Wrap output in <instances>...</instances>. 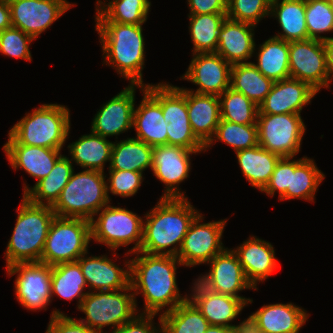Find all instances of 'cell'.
<instances>
[{"label": "cell", "instance_id": "9c48e42d", "mask_svg": "<svg viewBox=\"0 0 333 333\" xmlns=\"http://www.w3.org/2000/svg\"><path fill=\"white\" fill-rule=\"evenodd\" d=\"M90 242V221L55 216L49 227L40 263L54 266L76 262L88 252Z\"/></svg>", "mask_w": 333, "mask_h": 333}, {"label": "cell", "instance_id": "e575fe53", "mask_svg": "<svg viewBox=\"0 0 333 333\" xmlns=\"http://www.w3.org/2000/svg\"><path fill=\"white\" fill-rule=\"evenodd\" d=\"M85 277L79 263L68 262L52 266L51 298L58 296L66 301L77 299V310L89 292Z\"/></svg>", "mask_w": 333, "mask_h": 333}, {"label": "cell", "instance_id": "7c38bea8", "mask_svg": "<svg viewBox=\"0 0 333 333\" xmlns=\"http://www.w3.org/2000/svg\"><path fill=\"white\" fill-rule=\"evenodd\" d=\"M8 277L17 274L14 283L16 301L26 310H47L52 303V266L37 263H17L5 268Z\"/></svg>", "mask_w": 333, "mask_h": 333}, {"label": "cell", "instance_id": "8992f818", "mask_svg": "<svg viewBox=\"0 0 333 333\" xmlns=\"http://www.w3.org/2000/svg\"><path fill=\"white\" fill-rule=\"evenodd\" d=\"M110 203L105 172L83 169L72 172L52 209L56 216L88 221Z\"/></svg>", "mask_w": 333, "mask_h": 333}, {"label": "cell", "instance_id": "f35d334b", "mask_svg": "<svg viewBox=\"0 0 333 333\" xmlns=\"http://www.w3.org/2000/svg\"><path fill=\"white\" fill-rule=\"evenodd\" d=\"M145 89L161 104L166 123L189 121L186 105V88L169 82L149 83Z\"/></svg>", "mask_w": 333, "mask_h": 333}, {"label": "cell", "instance_id": "7bdbcfd3", "mask_svg": "<svg viewBox=\"0 0 333 333\" xmlns=\"http://www.w3.org/2000/svg\"><path fill=\"white\" fill-rule=\"evenodd\" d=\"M305 21L310 39L325 41L333 38V6L330 0H305ZM324 34V35H322Z\"/></svg>", "mask_w": 333, "mask_h": 333}, {"label": "cell", "instance_id": "277c9868", "mask_svg": "<svg viewBox=\"0 0 333 333\" xmlns=\"http://www.w3.org/2000/svg\"><path fill=\"white\" fill-rule=\"evenodd\" d=\"M16 212V223L4 252L5 268L41 261L49 227L56 216L52 206L33 204L23 195Z\"/></svg>", "mask_w": 333, "mask_h": 333}, {"label": "cell", "instance_id": "ac0fdd59", "mask_svg": "<svg viewBox=\"0 0 333 333\" xmlns=\"http://www.w3.org/2000/svg\"><path fill=\"white\" fill-rule=\"evenodd\" d=\"M129 258L125 259L121 267L107 254L100 256H89V252L83 254L77 262L82 269L88 291H115L127 288L130 285Z\"/></svg>", "mask_w": 333, "mask_h": 333}, {"label": "cell", "instance_id": "f6af8a7d", "mask_svg": "<svg viewBox=\"0 0 333 333\" xmlns=\"http://www.w3.org/2000/svg\"><path fill=\"white\" fill-rule=\"evenodd\" d=\"M33 40L30 35L11 26L0 32V53L5 57L32 62L30 46Z\"/></svg>", "mask_w": 333, "mask_h": 333}, {"label": "cell", "instance_id": "2e32d148", "mask_svg": "<svg viewBox=\"0 0 333 333\" xmlns=\"http://www.w3.org/2000/svg\"><path fill=\"white\" fill-rule=\"evenodd\" d=\"M144 91L145 86L127 85L118 94L100 106L91 122L90 131L104 138L128 133L133 125L136 89Z\"/></svg>", "mask_w": 333, "mask_h": 333}, {"label": "cell", "instance_id": "5bb4252c", "mask_svg": "<svg viewBox=\"0 0 333 333\" xmlns=\"http://www.w3.org/2000/svg\"><path fill=\"white\" fill-rule=\"evenodd\" d=\"M204 152L173 145L153 147L151 171L165 185L161 198H188L179 185L189 178L192 170L191 156Z\"/></svg>", "mask_w": 333, "mask_h": 333}, {"label": "cell", "instance_id": "7402d4cb", "mask_svg": "<svg viewBox=\"0 0 333 333\" xmlns=\"http://www.w3.org/2000/svg\"><path fill=\"white\" fill-rule=\"evenodd\" d=\"M2 149L13 170L22 169L36 179V183L46 177L56 161L63 155L62 149L26 146L19 144L9 133Z\"/></svg>", "mask_w": 333, "mask_h": 333}, {"label": "cell", "instance_id": "83f0119b", "mask_svg": "<svg viewBox=\"0 0 333 333\" xmlns=\"http://www.w3.org/2000/svg\"><path fill=\"white\" fill-rule=\"evenodd\" d=\"M294 158L296 157H291L290 187L278 199L280 202L302 199L308 203H314L316 192L326 177L325 173L317 167L315 160L310 157Z\"/></svg>", "mask_w": 333, "mask_h": 333}, {"label": "cell", "instance_id": "7a4b0ae2", "mask_svg": "<svg viewBox=\"0 0 333 333\" xmlns=\"http://www.w3.org/2000/svg\"><path fill=\"white\" fill-rule=\"evenodd\" d=\"M200 213L189 198H159L143 218L141 252L177 256L184 236Z\"/></svg>", "mask_w": 333, "mask_h": 333}, {"label": "cell", "instance_id": "d6986e66", "mask_svg": "<svg viewBox=\"0 0 333 333\" xmlns=\"http://www.w3.org/2000/svg\"><path fill=\"white\" fill-rule=\"evenodd\" d=\"M307 312L292 302L264 304L246 322L258 333H299L310 316Z\"/></svg>", "mask_w": 333, "mask_h": 333}, {"label": "cell", "instance_id": "f907efd6", "mask_svg": "<svg viewBox=\"0 0 333 333\" xmlns=\"http://www.w3.org/2000/svg\"><path fill=\"white\" fill-rule=\"evenodd\" d=\"M155 316H159L158 323L154 321ZM106 333H162L161 316L138 313L132 320Z\"/></svg>", "mask_w": 333, "mask_h": 333}, {"label": "cell", "instance_id": "8fae6325", "mask_svg": "<svg viewBox=\"0 0 333 333\" xmlns=\"http://www.w3.org/2000/svg\"><path fill=\"white\" fill-rule=\"evenodd\" d=\"M205 216L200 212L191 222L177 254L184 267L207 264L226 247L223 233L228 219L212 220L204 223Z\"/></svg>", "mask_w": 333, "mask_h": 333}, {"label": "cell", "instance_id": "681fc988", "mask_svg": "<svg viewBox=\"0 0 333 333\" xmlns=\"http://www.w3.org/2000/svg\"><path fill=\"white\" fill-rule=\"evenodd\" d=\"M291 180V157H282L279 159L269 179V182L261 191L269 197H274L278 193L279 198L290 187Z\"/></svg>", "mask_w": 333, "mask_h": 333}, {"label": "cell", "instance_id": "603a6c76", "mask_svg": "<svg viewBox=\"0 0 333 333\" xmlns=\"http://www.w3.org/2000/svg\"><path fill=\"white\" fill-rule=\"evenodd\" d=\"M209 273L218 294L241 298L247 306L253 303L252 298H246L240 293L244 290H256L246 279L239 259L232 248H225L207 263ZM240 292V293H239Z\"/></svg>", "mask_w": 333, "mask_h": 333}, {"label": "cell", "instance_id": "4fadbf2b", "mask_svg": "<svg viewBox=\"0 0 333 333\" xmlns=\"http://www.w3.org/2000/svg\"><path fill=\"white\" fill-rule=\"evenodd\" d=\"M290 78L308 83L320 93L321 89L330 90L323 41L305 39L289 42Z\"/></svg>", "mask_w": 333, "mask_h": 333}, {"label": "cell", "instance_id": "6da1fadb", "mask_svg": "<svg viewBox=\"0 0 333 333\" xmlns=\"http://www.w3.org/2000/svg\"><path fill=\"white\" fill-rule=\"evenodd\" d=\"M130 286L138 313L163 315L183 303L177 281V268L183 266L176 256L153 255L141 251L130 254ZM144 306L138 308L137 296ZM141 309V310H139ZM165 309V310H164Z\"/></svg>", "mask_w": 333, "mask_h": 333}, {"label": "cell", "instance_id": "cb8c5ba5", "mask_svg": "<svg viewBox=\"0 0 333 333\" xmlns=\"http://www.w3.org/2000/svg\"><path fill=\"white\" fill-rule=\"evenodd\" d=\"M256 27L226 18L219 30L216 53L231 65L252 62L250 59L254 57Z\"/></svg>", "mask_w": 333, "mask_h": 333}, {"label": "cell", "instance_id": "836d02e7", "mask_svg": "<svg viewBox=\"0 0 333 333\" xmlns=\"http://www.w3.org/2000/svg\"><path fill=\"white\" fill-rule=\"evenodd\" d=\"M153 147L134 137L115 140L108 170H126L144 173L152 170Z\"/></svg>", "mask_w": 333, "mask_h": 333}, {"label": "cell", "instance_id": "d6a6232c", "mask_svg": "<svg viewBox=\"0 0 333 333\" xmlns=\"http://www.w3.org/2000/svg\"><path fill=\"white\" fill-rule=\"evenodd\" d=\"M150 7V0H97L94 20L133 25L145 24Z\"/></svg>", "mask_w": 333, "mask_h": 333}, {"label": "cell", "instance_id": "4316f807", "mask_svg": "<svg viewBox=\"0 0 333 333\" xmlns=\"http://www.w3.org/2000/svg\"><path fill=\"white\" fill-rule=\"evenodd\" d=\"M74 166L64 154L56 161L51 172L32 186L23 183V196L36 205L53 206L68 183Z\"/></svg>", "mask_w": 333, "mask_h": 333}, {"label": "cell", "instance_id": "52a82bcc", "mask_svg": "<svg viewBox=\"0 0 333 333\" xmlns=\"http://www.w3.org/2000/svg\"><path fill=\"white\" fill-rule=\"evenodd\" d=\"M143 218L126 207L109 203L90 221L91 241L105 245L111 253L113 251L112 258L115 260L119 258L116 252L119 247L126 248L133 244L134 246L129 248L124 256L127 258L140 250L143 241Z\"/></svg>", "mask_w": 333, "mask_h": 333}, {"label": "cell", "instance_id": "4dcf8cb0", "mask_svg": "<svg viewBox=\"0 0 333 333\" xmlns=\"http://www.w3.org/2000/svg\"><path fill=\"white\" fill-rule=\"evenodd\" d=\"M257 46L253 54L257 62L252 63L265 77L273 82L290 78L289 42L271 36Z\"/></svg>", "mask_w": 333, "mask_h": 333}, {"label": "cell", "instance_id": "484cf974", "mask_svg": "<svg viewBox=\"0 0 333 333\" xmlns=\"http://www.w3.org/2000/svg\"><path fill=\"white\" fill-rule=\"evenodd\" d=\"M188 118L195 136L206 146L221 120L219 96L198 94L186 89Z\"/></svg>", "mask_w": 333, "mask_h": 333}, {"label": "cell", "instance_id": "ee69618b", "mask_svg": "<svg viewBox=\"0 0 333 333\" xmlns=\"http://www.w3.org/2000/svg\"><path fill=\"white\" fill-rule=\"evenodd\" d=\"M272 0H227L228 19L257 26L269 18Z\"/></svg>", "mask_w": 333, "mask_h": 333}, {"label": "cell", "instance_id": "f5cc1de1", "mask_svg": "<svg viewBox=\"0 0 333 333\" xmlns=\"http://www.w3.org/2000/svg\"><path fill=\"white\" fill-rule=\"evenodd\" d=\"M188 15L227 13V0H187Z\"/></svg>", "mask_w": 333, "mask_h": 333}, {"label": "cell", "instance_id": "db71d44e", "mask_svg": "<svg viewBox=\"0 0 333 333\" xmlns=\"http://www.w3.org/2000/svg\"><path fill=\"white\" fill-rule=\"evenodd\" d=\"M11 26L10 6L8 0H0V32L10 28Z\"/></svg>", "mask_w": 333, "mask_h": 333}, {"label": "cell", "instance_id": "7dc6e473", "mask_svg": "<svg viewBox=\"0 0 333 333\" xmlns=\"http://www.w3.org/2000/svg\"><path fill=\"white\" fill-rule=\"evenodd\" d=\"M166 128L167 145L193 151H206L205 145L193 133L190 121L169 122Z\"/></svg>", "mask_w": 333, "mask_h": 333}, {"label": "cell", "instance_id": "ab89813d", "mask_svg": "<svg viewBox=\"0 0 333 333\" xmlns=\"http://www.w3.org/2000/svg\"><path fill=\"white\" fill-rule=\"evenodd\" d=\"M161 320L162 333H204L210 326L195 306L184 303L161 315Z\"/></svg>", "mask_w": 333, "mask_h": 333}, {"label": "cell", "instance_id": "d590c367", "mask_svg": "<svg viewBox=\"0 0 333 333\" xmlns=\"http://www.w3.org/2000/svg\"><path fill=\"white\" fill-rule=\"evenodd\" d=\"M195 307L202 313L209 325L236 328L246 322L244 319L236 325L232 324L247 307V304L241 298L231 295L216 293L201 300Z\"/></svg>", "mask_w": 333, "mask_h": 333}, {"label": "cell", "instance_id": "74e56055", "mask_svg": "<svg viewBox=\"0 0 333 333\" xmlns=\"http://www.w3.org/2000/svg\"><path fill=\"white\" fill-rule=\"evenodd\" d=\"M188 31L193 44L192 54L216 52L218 35L226 13L187 15Z\"/></svg>", "mask_w": 333, "mask_h": 333}, {"label": "cell", "instance_id": "1f68e13d", "mask_svg": "<svg viewBox=\"0 0 333 333\" xmlns=\"http://www.w3.org/2000/svg\"><path fill=\"white\" fill-rule=\"evenodd\" d=\"M241 174L251 187L260 192L269 182L280 156L262 148L260 145L235 152Z\"/></svg>", "mask_w": 333, "mask_h": 333}, {"label": "cell", "instance_id": "c3c4849f", "mask_svg": "<svg viewBox=\"0 0 333 333\" xmlns=\"http://www.w3.org/2000/svg\"><path fill=\"white\" fill-rule=\"evenodd\" d=\"M49 320L45 333H102L92 330L78 318L68 316L56 308L53 309Z\"/></svg>", "mask_w": 333, "mask_h": 333}, {"label": "cell", "instance_id": "30bf717a", "mask_svg": "<svg viewBox=\"0 0 333 333\" xmlns=\"http://www.w3.org/2000/svg\"><path fill=\"white\" fill-rule=\"evenodd\" d=\"M259 145L282 157H296L300 153L306 125L301 114L258 113Z\"/></svg>", "mask_w": 333, "mask_h": 333}, {"label": "cell", "instance_id": "3957f363", "mask_svg": "<svg viewBox=\"0 0 333 333\" xmlns=\"http://www.w3.org/2000/svg\"><path fill=\"white\" fill-rule=\"evenodd\" d=\"M143 24H122L118 22H96L103 65L115 69L116 73L129 81V85L147 86L143 83L145 68V37Z\"/></svg>", "mask_w": 333, "mask_h": 333}, {"label": "cell", "instance_id": "f546056e", "mask_svg": "<svg viewBox=\"0 0 333 333\" xmlns=\"http://www.w3.org/2000/svg\"><path fill=\"white\" fill-rule=\"evenodd\" d=\"M269 17L276 19L281 27L274 37L286 42L309 39L305 0H272Z\"/></svg>", "mask_w": 333, "mask_h": 333}, {"label": "cell", "instance_id": "44dd1931", "mask_svg": "<svg viewBox=\"0 0 333 333\" xmlns=\"http://www.w3.org/2000/svg\"><path fill=\"white\" fill-rule=\"evenodd\" d=\"M232 250L242 265L246 279L258 291V284L268 279L279 268L274 245L251 234Z\"/></svg>", "mask_w": 333, "mask_h": 333}, {"label": "cell", "instance_id": "9a60e30c", "mask_svg": "<svg viewBox=\"0 0 333 333\" xmlns=\"http://www.w3.org/2000/svg\"><path fill=\"white\" fill-rule=\"evenodd\" d=\"M11 25L35 40L77 4L67 0H8Z\"/></svg>", "mask_w": 333, "mask_h": 333}, {"label": "cell", "instance_id": "9f6ffc18", "mask_svg": "<svg viewBox=\"0 0 333 333\" xmlns=\"http://www.w3.org/2000/svg\"><path fill=\"white\" fill-rule=\"evenodd\" d=\"M234 328L210 325L204 333H232Z\"/></svg>", "mask_w": 333, "mask_h": 333}, {"label": "cell", "instance_id": "d4e9b609", "mask_svg": "<svg viewBox=\"0 0 333 333\" xmlns=\"http://www.w3.org/2000/svg\"><path fill=\"white\" fill-rule=\"evenodd\" d=\"M142 97L134 109V138L152 147L167 145L168 123L163 118L161 104L146 89L142 91Z\"/></svg>", "mask_w": 333, "mask_h": 333}, {"label": "cell", "instance_id": "e0dca14e", "mask_svg": "<svg viewBox=\"0 0 333 333\" xmlns=\"http://www.w3.org/2000/svg\"><path fill=\"white\" fill-rule=\"evenodd\" d=\"M185 73L180 77L198 86L190 90L198 94L220 96L230 87L231 64L216 52L195 53Z\"/></svg>", "mask_w": 333, "mask_h": 333}, {"label": "cell", "instance_id": "60d3db41", "mask_svg": "<svg viewBox=\"0 0 333 333\" xmlns=\"http://www.w3.org/2000/svg\"><path fill=\"white\" fill-rule=\"evenodd\" d=\"M219 141L230 146L234 152L255 147L259 145L257 124H236L221 119L214 137L205 146V152Z\"/></svg>", "mask_w": 333, "mask_h": 333}, {"label": "cell", "instance_id": "11a10c76", "mask_svg": "<svg viewBox=\"0 0 333 333\" xmlns=\"http://www.w3.org/2000/svg\"><path fill=\"white\" fill-rule=\"evenodd\" d=\"M326 64L328 69V74L330 77V86L333 82V38L323 41Z\"/></svg>", "mask_w": 333, "mask_h": 333}, {"label": "cell", "instance_id": "816d5d0a", "mask_svg": "<svg viewBox=\"0 0 333 333\" xmlns=\"http://www.w3.org/2000/svg\"><path fill=\"white\" fill-rule=\"evenodd\" d=\"M192 285L193 286L190 287L191 293L188 295L184 293V304L195 306L201 300L217 293L209 272L201 274L197 279L195 278Z\"/></svg>", "mask_w": 333, "mask_h": 333}, {"label": "cell", "instance_id": "f1b7e54d", "mask_svg": "<svg viewBox=\"0 0 333 333\" xmlns=\"http://www.w3.org/2000/svg\"><path fill=\"white\" fill-rule=\"evenodd\" d=\"M113 143L90 131V134L81 135L78 140L67 145V156L70 155L69 159L74 166L104 172L106 163H109L107 168L110 165Z\"/></svg>", "mask_w": 333, "mask_h": 333}, {"label": "cell", "instance_id": "b9f144b4", "mask_svg": "<svg viewBox=\"0 0 333 333\" xmlns=\"http://www.w3.org/2000/svg\"><path fill=\"white\" fill-rule=\"evenodd\" d=\"M219 100L222 120L244 125L257 124L258 105L243 93L229 87Z\"/></svg>", "mask_w": 333, "mask_h": 333}, {"label": "cell", "instance_id": "6f0895ef", "mask_svg": "<svg viewBox=\"0 0 333 333\" xmlns=\"http://www.w3.org/2000/svg\"><path fill=\"white\" fill-rule=\"evenodd\" d=\"M232 333H258L248 322L242 326L234 328Z\"/></svg>", "mask_w": 333, "mask_h": 333}, {"label": "cell", "instance_id": "5b68a950", "mask_svg": "<svg viewBox=\"0 0 333 333\" xmlns=\"http://www.w3.org/2000/svg\"><path fill=\"white\" fill-rule=\"evenodd\" d=\"M31 111L26 112L23 118L13 124L8 133L19 144L64 149L71 129L68 106L45 103Z\"/></svg>", "mask_w": 333, "mask_h": 333}, {"label": "cell", "instance_id": "ba28073f", "mask_svg": "<svg viewBox=\"0 0 333 333\" xmlns=\"http://www.w3.org/2000/svg\"><path fill=\"white\" fill-rule=\"evenodd\" d=\"M78 311L85 314L84 318H79L80 321L102 333L107 332L104 331L106 327L114 330L138 314L130 285L122 290L88 292Z\"/></svg>", "mask_w": 333, "mask_h": 333}, {"label": "cell", "instance_id": "bcb514c9", "mask_svg": "<svg viewBox=\"0 0 333 333\" xmlns=\"http://www.w3.org/2000/svg\"><path fill=\"white\" fill-rule=\"evenodd\" d=\"M106 176L107 194L111 202V195L122 198L133 197L143 185L145 177L141 172L126 170H108ZM109 176V177H108Z\"/></svg>", "mask_w": 333, "mask_h": 333}, {"label": "cell", "instance_id": "8d00e7d4", "mask_svg": "<svg viewBox=\"0 0 333 333\" xmlns=\"http://www.w3.org/2000/svg\"><path fill=\"white\" fill-rule=\"evenodd\" d=\"M273 83L252 62L231 66L230 87L243 93L258 106L270 92Z\"/></svg>", "mask_w": 333, "mask_h": 333}, {"label": "cell", "instance_id": "ffe728a7", "mask_svg": "<svg viewBox=\"0 0 333 333\" xmlns=\"http://www.w3.org/2000/svg\"><path fill=\"white\" fill-rule=\"evenodd\" d=\"M318 92L308 83L288 78L274 82L266 98L259 104L263 114H301Z\"/></svg>", "mask_w": 333, "mask_h": 333}]
</instances>
